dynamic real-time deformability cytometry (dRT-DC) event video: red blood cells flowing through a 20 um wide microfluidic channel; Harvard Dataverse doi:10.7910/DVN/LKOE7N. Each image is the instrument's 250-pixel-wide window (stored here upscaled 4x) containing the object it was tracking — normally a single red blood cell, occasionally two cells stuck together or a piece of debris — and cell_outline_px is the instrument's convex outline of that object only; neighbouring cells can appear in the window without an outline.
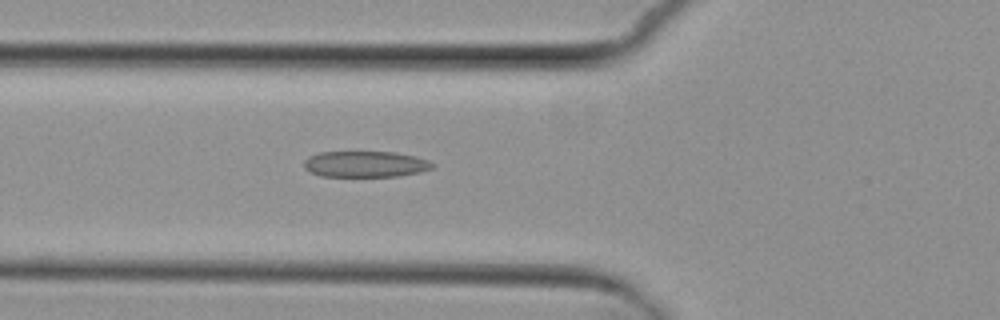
{"species": "common noctule bat (a hibernating species)", "species_latin": "Nyctalus noctula", "temperature_condition": "cold", "stored_images_in_passage": 6, "camera_frame_rate_fps": 3000, "um_per_image_px": 0.085, "animal": {"sex": "female", "body_mass_g": 29.2, "forearm_length_mm": 56.3}, "frame": {"image": 1, "passage_image": 6, "time_ms": 6.0, "image_size_px": [1000, 320], "cell_outline_px": [[436, 164], [432, 168], [420, 172], [396, 176], [320, 176], [304, 168], [304, 160], [308, 156], [320, 152], [396, 152], [416, 156], [428, 160]], "centroid_in_image_um": [31.07, 13.94], "position_along_channel_um": 94.7, "area_um2": 19.54}}